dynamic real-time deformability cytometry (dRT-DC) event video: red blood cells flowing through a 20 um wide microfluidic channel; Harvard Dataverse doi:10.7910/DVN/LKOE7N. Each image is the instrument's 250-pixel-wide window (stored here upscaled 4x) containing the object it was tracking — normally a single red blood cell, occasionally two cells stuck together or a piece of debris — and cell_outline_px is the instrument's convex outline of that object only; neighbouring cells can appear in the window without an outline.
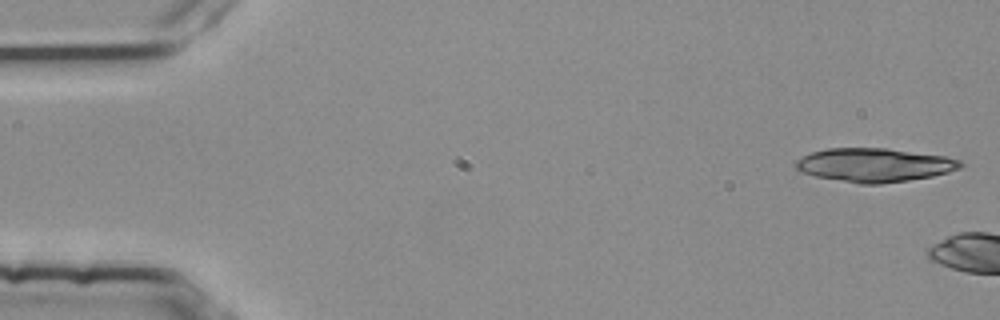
{"species": "common noctule bat (a hibernating species)", "species_latin": "Nyctalus noctula", "temperature_condition": "room temperature", "stored_images_in_passage": 2, "camera_frame_rate_fps": 3000, "um_per_image_px": 0.085, "animal": {"sex": "female", "body_mass_g": 25.1}, "frame": {"image": 1, "passage_image": 1, "time_ms": 0.0, "image_size_px": [1000, 320], "cell_outline_px": [[964, 164], [960, 168], [948, 172], [932, 176], [908, 180], [880, 184], [860, 184], [816, 176], [804, 172], [796, 168], [792, 164], [796, 160], [812, 152], [828, 148], [884, 148], [948, 156], [960, 160]], "centroid_in_image_um": [74.35, 14.02], "position_along_channel_um": 10.7, "area_um2": 32.25}}